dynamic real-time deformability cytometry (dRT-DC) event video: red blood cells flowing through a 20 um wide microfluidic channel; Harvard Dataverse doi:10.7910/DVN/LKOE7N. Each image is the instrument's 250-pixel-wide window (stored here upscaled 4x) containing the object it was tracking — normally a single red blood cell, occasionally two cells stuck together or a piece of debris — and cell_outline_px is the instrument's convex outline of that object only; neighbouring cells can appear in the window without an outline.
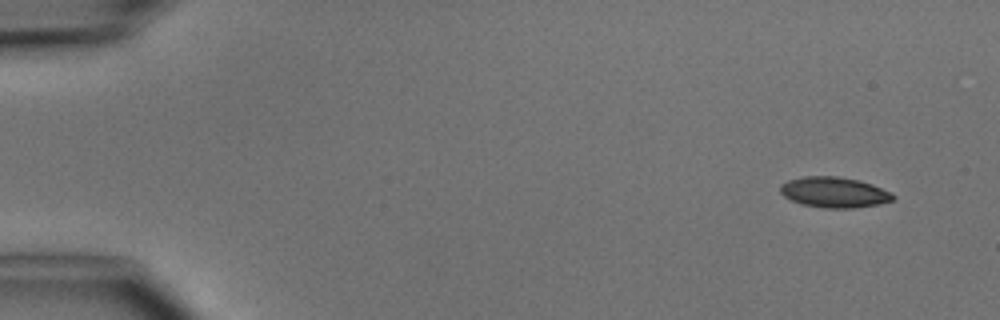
{"species": "common noctule bat (a hibernating species)", "species_latin": "Nyctalus noctula", "temperature_condition": "cold", "stored_images_in_passage": 4, "camera_frame_rate_fps": 3000, "um_per_image_px": 0.085, "animal": {"sex": "male", "body_mass_g": 15.6}, "frame": {"image": 1, "passage_image": 1, "time_ms": 0.0, "image_size_px": [1000, 320], "cell_outline_px": [[896, 196], [892, 200], [880, 204], [852, 208], [824, 208], [800, 204], [784, 196], [780, 192], [780, 184], [788, 180], [804, 176], [836, 176], [856, 180], [872, 184]], "centroid_in_image_um": [70.86, 16.35], "position_along_channel_um": 14.1, "area_um2": 19.94}}
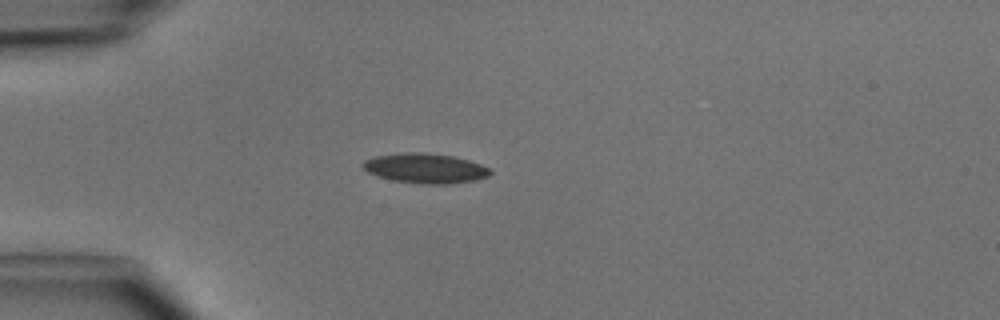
{"frame": {"image": 2, "passage_image": 4, "time_ms": 3.333, "image_size_px": [1000, 320], "cell_outline_px": [[492, 172], [488, 176], [476, 180], [444, 184], [424, 184], [392, 180], [368, 172], [360, 164], [364, 160], [376, 156], [404, 152], [420, 152], [452, 156], [468, 160], [480, 164], [488, 168]], "centroid_in_image_um": [36.13, 14.3], "position_along_channel_um": 48.9, "area_um2": 21.91}}